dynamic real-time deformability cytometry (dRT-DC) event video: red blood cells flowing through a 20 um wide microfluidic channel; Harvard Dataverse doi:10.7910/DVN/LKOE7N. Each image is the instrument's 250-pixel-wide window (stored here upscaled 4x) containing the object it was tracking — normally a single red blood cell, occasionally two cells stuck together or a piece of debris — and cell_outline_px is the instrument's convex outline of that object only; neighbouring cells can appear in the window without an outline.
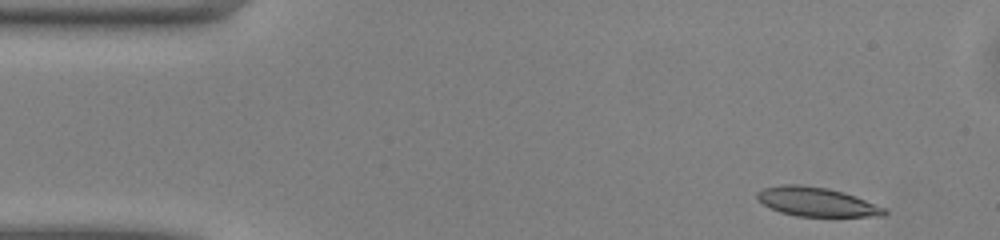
{"species": "common noctule bat (a hibernating species)", "species_latin": "Nyctalus noctula", "temperature_condition": "warm", "stored_images_in_passage": 46, "camera_frame_rate_fps": 3000, "um_per_image_px": 0.085, "animal": {"sex": "male", "body_mass_g": 13.0, "forearm_length_mm": 53.1}, "frame": {"image": 1, "passage_image": 1, "time_ms": 0.0, "image_size_px": [1000, 240], "cell_outline_px": [[888, 212], [884, 216], [796, 216], [780, 212], [764, 204], [756, 196], [756, 192], [764, 188], [780, 184], [800, 184], [828, 188], [844, 192], [856, 196], [884, 208]], "centroid_in_image_um": [69.4, 17.14], "position_along_channel_um": 15.6, "area_um2": 21.44}}
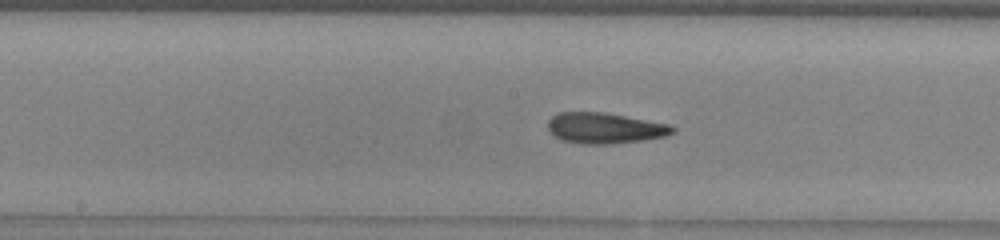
{"frame": {"image": 2, "passage_image": 21, "time_ms": 6.667, "image_size_px": [1000, 240], "cell_outline_px": [[676, 132], [664, 136], [644, 140], [608, 144], [584, 144], [560, 140], [548, 128], [548, 120], [552, 116], [560, 112], [604, 112], [672, 124], [676, 128]], "centroid_in_image_um": [51.45, 10.88], "position_along_channel_um": 196.7, "area_um2": 22.48}}
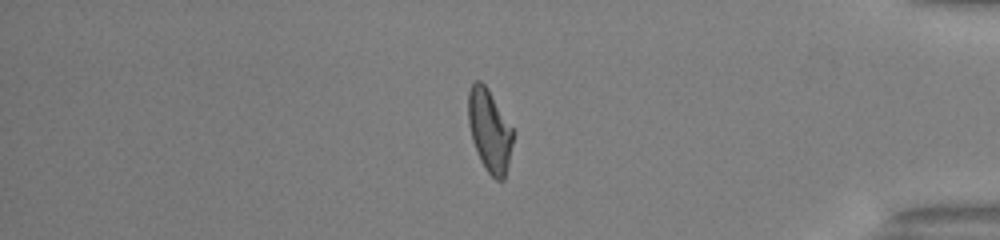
{"frame": {"image": 3, "passage_image": 38, "time_ms": 12.333, "image_size_px": [1000, 240], "cell_outline_px": [[516, 132], [504, 180], [496, 180], [484, 168], [480, 160], [472, 140], [468, 124], [468, 92], [472, 80], [480, 80], [488, 88]], "centroid_in_image_um": [41.62, 11.07], "position_along_channel_um": 393.6, "area_um2": 22.02}, "authors_computed_cell_mechanics": {"area_um2": 22.0218, "velocity_mm_per_s": 4.1098, "shape_relaxation_time_tau1_ms": 4.1327, "shape_relaxation_time_tau2_ms": 1.6867, "deformation_change_tau1": 0.1763, "deformation_change_tau2": 0.0959}}